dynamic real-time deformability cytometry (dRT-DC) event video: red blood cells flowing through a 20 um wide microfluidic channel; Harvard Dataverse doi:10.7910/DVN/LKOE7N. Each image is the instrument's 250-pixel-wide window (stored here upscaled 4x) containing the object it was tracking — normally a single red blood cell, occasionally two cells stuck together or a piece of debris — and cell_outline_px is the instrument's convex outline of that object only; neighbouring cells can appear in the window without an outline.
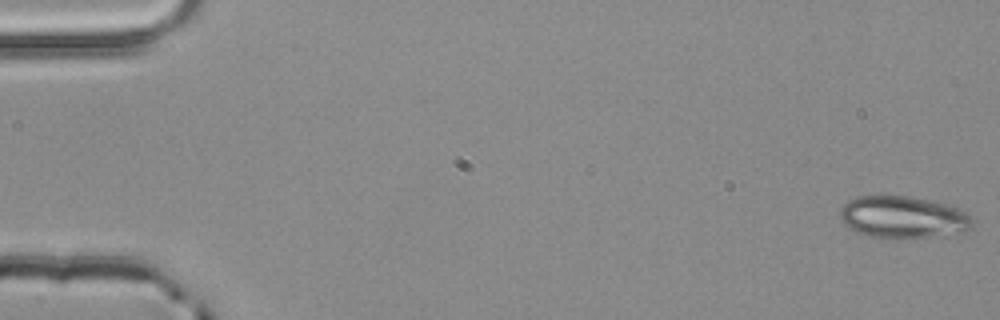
{"species": "common noctule bat (a hibernating species)", "species_latin": "Nyctalus noctula", "temperature_condition": "room temperature", "stored_images_in_passage": 2, "camera_frame_rate_fps": 3000, "um_per_image_px": 0.085, "animal": {"sex": "male", "body_mass_g": 20.4}, "frame": {"image": 1, "passage_image": 2, "time_ms": 0.333, "image_size_px": [1000, 320], "cell_outline_px": [[972, 228], [964, 232], [908, 240], [884, 240], [868, 236], [856, 232], [848, 228], [840, 220], [840, 208], [848, 200], [856, 196], [884, 192], [908, 196], [928, 200], [960, 208], [972, 220]], "centroid_in_image_um": [76.67, 18.46], "position_along_channel_um": 8.3, "area_um2": 33.99}}